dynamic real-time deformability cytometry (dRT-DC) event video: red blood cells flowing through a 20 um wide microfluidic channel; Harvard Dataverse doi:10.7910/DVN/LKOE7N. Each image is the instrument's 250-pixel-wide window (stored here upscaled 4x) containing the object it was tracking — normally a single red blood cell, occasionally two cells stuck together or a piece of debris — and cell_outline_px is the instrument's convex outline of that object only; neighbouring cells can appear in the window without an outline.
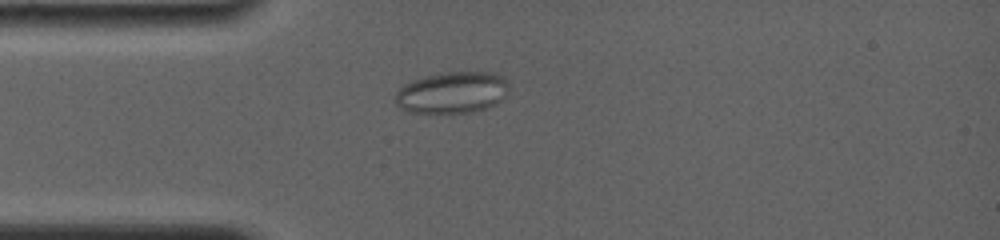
{"species": "common noctule bat (a hibernating species)", "species_latin": "Nyctalus noctula", "temperature_condition": "room temperature", "stored_images_in_passage": 106, "camera_frame_rate_fps": 4000, "um_per_image_px": 0.085, "animal": {"sex": "female", "body_mass_g": 19.0, "forearm_length_mm": 56.7}, "frame": {"image": 1, "passage_image": 23, "time_ms": 3.5, "image_size_px": [1000, 240], "cell_outline_px": [[508, 96], [504, 100], [484, 108], [472, 112], [408, 112], [400, 108], [392, 100], [396, 92], [404, 84], [412, 80], [424, 76], [448, 72], [496, 72], [508, 84]], "centroid_in_image_um": [38.42, 7.86], "position_along_channel_um": 46.6, "area_um2": 27.63}}
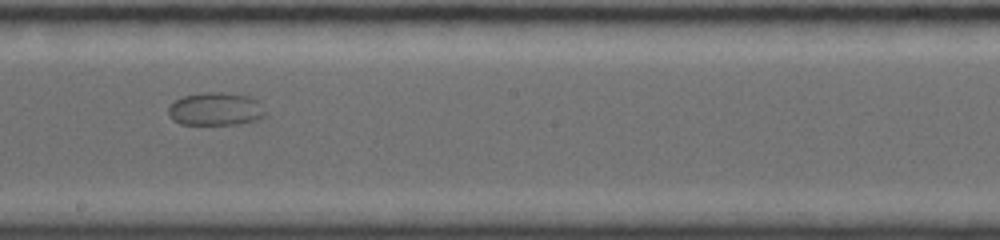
{"frame": {"image": 2, "passage_image": 57, "time_ms": 9.0, "image_size_px": [1000, 240], "cell_outline_px": [[264, 116], [256, 120], [236, 124], [180, 124], [172, 120], [168, 116], [168, 108], [176, 100], [184, 96], [200, 92], [224, 92], [248, 96], [256, 100], [264, 112]], "centroid_in_image_um": [18.27, 9.27], "position_along_channel_um": 229.9, "area_um2": 18.5}}
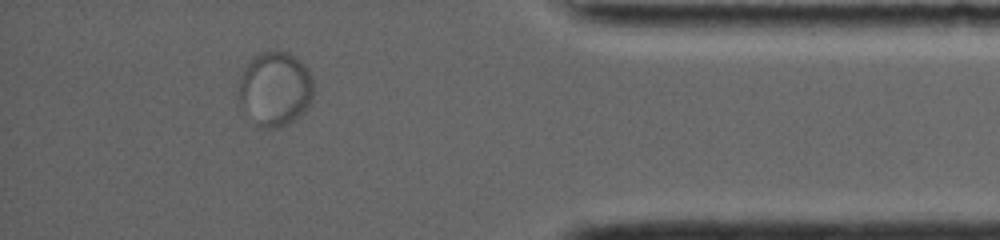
{"frame": {"image": 3, "passage_image": 93, "time_ms": 14.75, "image_size_px": [1000, 240], "cell_outline_px": [[312, 100], [308, 108], [296, 120], [280, 128], [260, 128], [240, 108], [240, 80], [244, 68], [248, 60], [260, 52], [268, 48], [288, 52], [296, 56], [308, 68], [312, 76]], "centroid_in_image_um": [23.39, 7.54], "position_along_channel_um": 411.8, "area_um2": 33.23}}